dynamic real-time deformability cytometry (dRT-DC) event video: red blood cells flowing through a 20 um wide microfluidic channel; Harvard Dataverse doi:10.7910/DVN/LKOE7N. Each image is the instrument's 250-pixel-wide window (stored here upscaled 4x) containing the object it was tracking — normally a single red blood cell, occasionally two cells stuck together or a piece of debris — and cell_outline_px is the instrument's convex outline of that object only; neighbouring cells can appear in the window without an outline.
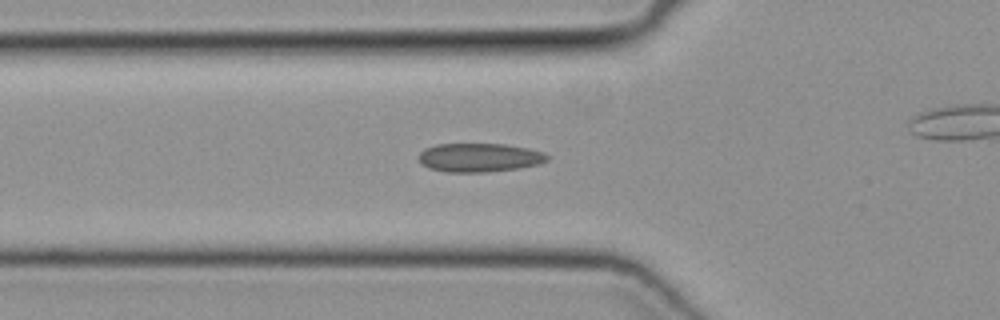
{"species": "common noctule bat (a hibernating species)", "species_latin": "Nyctalus noctula", "temperature_condition": "cold", "stored_images_in_passage": 27, "camera_frame_rate_fps": 3000, "um_per_image_px": 0.085, "animal": {"sex": "female", "body_mass_g": 19.3, "forearm_length_mm": 54.1}, "frame": {"image": 1, "passage_image": 2, "time_ms": 0.333, "image_size_px": [1000, 320], "cell_outline_px": [[548, 160], [540, 164], [516, 168], [488, 172], [444, 172], [428, 168], [420, 164], [416, 156], [424, 148], [436, 144], [504, 144], [528, 148], [544, 152], [548, 156]], "centroid_in_image_um": [40.69, 13.39], "position_along_channel_um": 85.1, "area_um2": 21.79}}
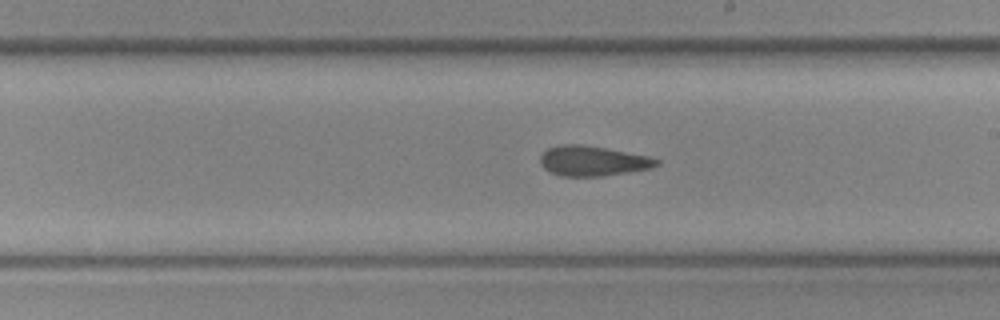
{"frame": {"image": 2, "passage_image": 13, "time_ms": 4.0, "image_size_px": [1000, 320], "cell_outline_px": [[660, 164], [652, 168], [604, 176], [560, 176], [544, 168], [540, 164], [540, 156], [548, 148], [560, 144], [584, 144], [648, 156], [660, 160]], "centroid_in_image_um": [50.39, 13.67], "position_along_channel_um": 238.6, "area_um2": 20.4}}
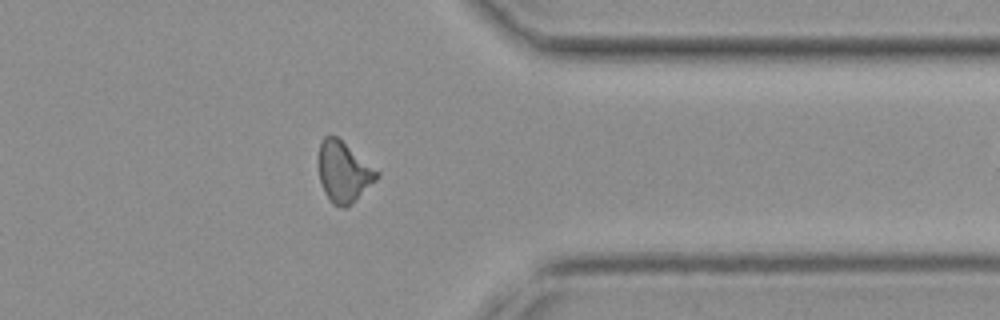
{"frame": {"image": 3, "passage_image": 24, "time_ms": 7.667, "image_size_px": [1000, 320], "cell_outline_px": [[380, 176], [348, 208], [344, 208], [332, 204], [324, 192], [320, 180], [320, 144], [324, 136], [336, 136], [380, 172]], "centroid_in_image_um": [29.24, 14.65], "position_along_channel_um": 382.2, "area_um2": 20.29}}